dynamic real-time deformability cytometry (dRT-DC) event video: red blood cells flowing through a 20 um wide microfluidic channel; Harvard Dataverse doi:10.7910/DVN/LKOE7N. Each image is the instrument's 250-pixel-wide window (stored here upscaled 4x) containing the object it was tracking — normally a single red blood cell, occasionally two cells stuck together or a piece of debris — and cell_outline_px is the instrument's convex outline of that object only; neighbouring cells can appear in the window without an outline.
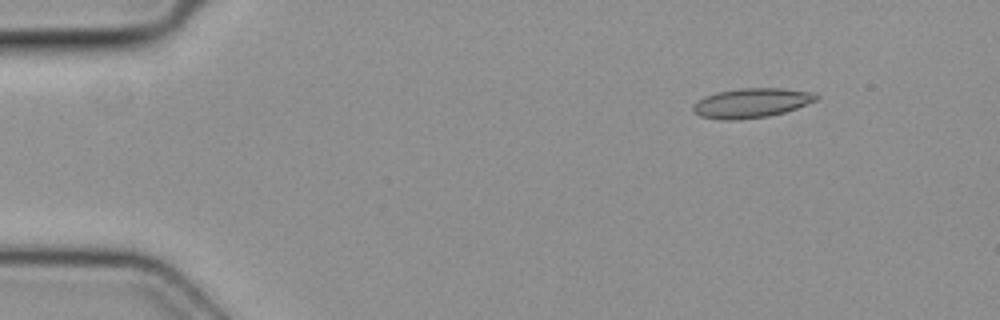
{"species": "common noctule bat (a hibernating species)", "species_latin": "Nyctalus noctula", "temperature_condition": "cold", "stored_images_in_passage": 5, "camera_frame_rate_fps": 3000, "um_per_image_px": 0.085, "animal": {"sex": "female", "body_mass_g": 19.3, "forearm_length_mm": 54.1}, "frame": {"image": 1, "passage_image": 5, "time_ms": 1.333, "image_size_px": [1000, 320], "cell_outline_px": [[820, 100], [784, 112], [768, 116], [740, 120], [720, 120], [700, 116], [692, 108], [692, 104], [704, 96], [720, 92], [740, 88], [780, 88], [816, 92], [820, 96]], "centroid_in_image_um": [63.92, 8.75], "position_along_channel_um": 21.1, "area_um2": 21.39}}